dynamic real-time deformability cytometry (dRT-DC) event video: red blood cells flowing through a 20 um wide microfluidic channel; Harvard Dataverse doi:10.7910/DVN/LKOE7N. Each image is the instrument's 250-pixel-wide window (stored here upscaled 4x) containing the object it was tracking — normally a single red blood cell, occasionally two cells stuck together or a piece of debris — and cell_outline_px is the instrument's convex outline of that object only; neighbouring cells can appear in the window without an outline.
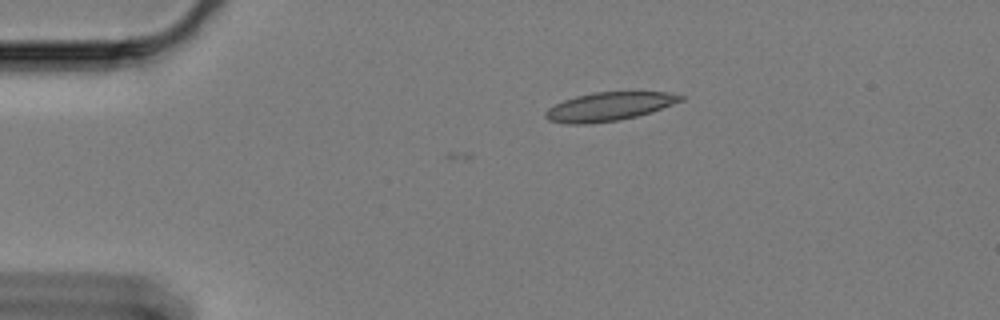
{"species": "Egyptian fruit bat (a non-hibernating species)", "species_latin": "Rousettus aegyptiacus", "temperature_condition": "cold", "stored_images_in_passage": 4, "camera_frame_rate_fps": 3000, "um_per_image_px": 0.085, "animal": {"sex": "female"}, "frame": {"image": 1, "passage_image": 1, "time_ms": 0.0, "image_size_px": [1000, 320], "cell_outline_px": [[684, 100], [652, 112], [620, 120], [584, 124], [568, 124], [548, 120], [544, 116], [544, 112], [548, 108], [564, 100], [576, 96], [592, 92], [668, 92], [684, 96]], "centroid_in_image_um": [51.76, 9.06], "position_along_channel_um": 33.2, "area_um2": 22.48}}